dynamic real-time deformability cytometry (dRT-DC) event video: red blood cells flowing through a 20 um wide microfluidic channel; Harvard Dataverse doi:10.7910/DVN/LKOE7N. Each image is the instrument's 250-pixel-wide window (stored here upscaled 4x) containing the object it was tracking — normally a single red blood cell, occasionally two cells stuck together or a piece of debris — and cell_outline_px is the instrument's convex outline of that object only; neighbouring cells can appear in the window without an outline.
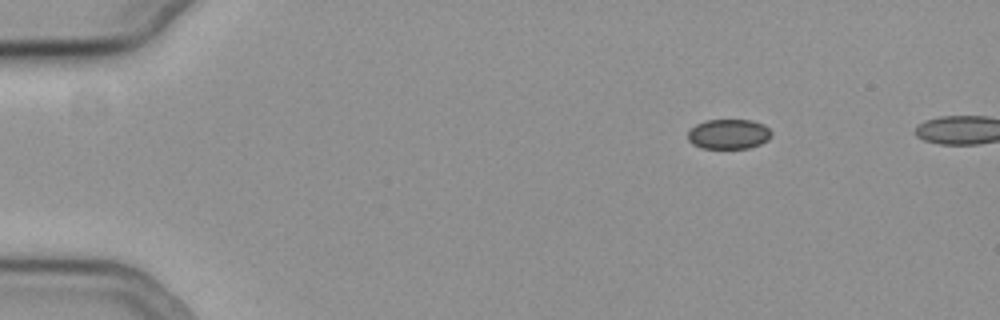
{"species": "common noctule bat (a hibernating species)", "species_latin": "Nyctalus noctula", "temperature_condition": "cold", "stored_images_in_passage": 45, "camera_frame_rate_fps": 3000, "um_per_image_px": 0.085, "animal": {"sex": "female", "body_mass_g": 19.3, "forearm_length_mm": 54.1}, "frame": {"image": 1, "passage_image": 1, "time_ms": 0.0, "image_size_px": [1000, 320], "cell_outline_px": [[772, 136], [768, 140], [760, 144], [748, 148], [700, 148], [692, 144], [688, 140], [688, 132], [696, 124], [704, 120], [752, 120], [764, 124], [772, 132]], "centroid_in_image_um": [61.94, 11.39], "position_along_channel_um": 23.1, "area_um2": 14.68}}
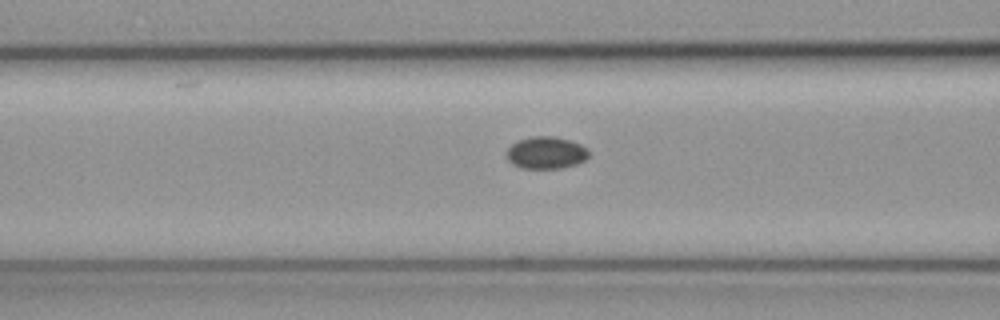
{"frame": {"image": 2, "passage_image": 16, "time_ms": 5.0, "image_size_px": [1000, 320], "cell_outline_px": [[588, 156], [584, 160], [576, 164], [560, 168], [520, 168], [512, 164], [508, 160], [504, 152], [516, 140], [532, 136], [552, 136], [568, 140], [580, 144], [588, 148]], "centroid_in_image_um": [46.36, 12.98], "position_along_channel_um": 120.2, "area_um2": 15.49}}
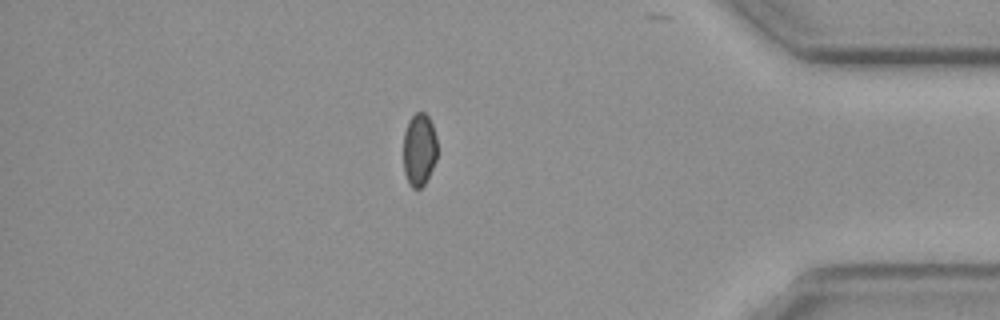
{"frame": {"image": 3, "passage_image": 41, "time_ms": 13.333, "image_size_px": [1000, 320], "cell_outline_px": [[436, 160], [424, 184], [420, 188], [412, 188], [408, 184], [404, 172], [404, 132], [408, 120], [416, 112], [424, 112], [428, 116], [432, 124], [436, 136]], "centroid_in_image_um": [35.62, 12.7], "position_along_channel_um": 399.6, "area_um2": 14.33}}